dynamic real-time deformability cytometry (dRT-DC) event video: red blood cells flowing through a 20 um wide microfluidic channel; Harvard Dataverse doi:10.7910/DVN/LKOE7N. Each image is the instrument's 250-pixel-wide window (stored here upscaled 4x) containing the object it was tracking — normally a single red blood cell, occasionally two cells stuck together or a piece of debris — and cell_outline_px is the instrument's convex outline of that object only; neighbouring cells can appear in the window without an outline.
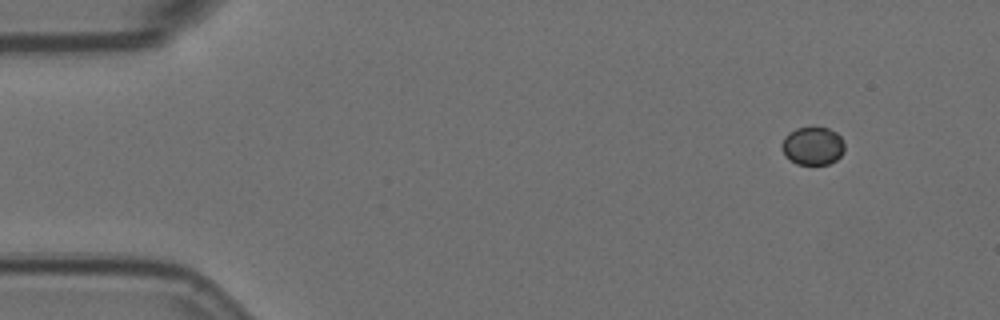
{"species": "Egyptian fruit bat (a non-hibernating species)", "species_latin": "Rousettus aegyptiacus", "temperature_condition": "room temperature", "stored_images_in_passage": 4, "camera_frame_rate_fps": 3000, "um_per_image_px": 0.085, "animal": {"sex": "female"}, "frame": {"image": 1, "passage_image": 1, "time_ms": 0.0, "image_size_px": [1000, 320], "cell_outline_px": [[844, 152], [836, 160], [828, 164], [796, 164], [784, 156], [784, 136], [788, 132], [796, 128], [828, 128], [836, 132], [840, 136], [844, 144]], "centroid_in_image_um": [69.1, 12.41], "position_along_channel_um": 15.9, "area_um2": 13.76}}
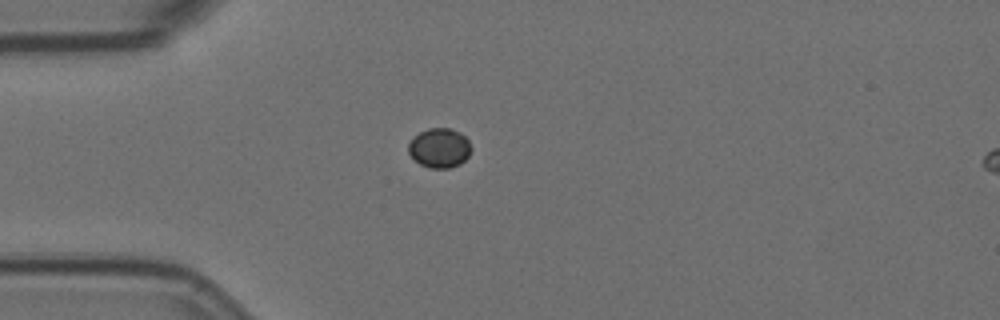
{"frame": {"image": 2, "passage_image": 4, "time_ms": 1.0, "image_size_px": [1000, 320], "cell_outline_px": [[472, 148], [468, 156], [460, 164], [448, 168], [428, 168], [420, 164], [408, 152], [408, 144], [420, 132], [428, 128], [452, 128], [460, 132], [468, 140]], "centroid_in_image_um": [37.37, 12.57], "position_along_channel_um": 47.6, "area_um2": 14.39}}